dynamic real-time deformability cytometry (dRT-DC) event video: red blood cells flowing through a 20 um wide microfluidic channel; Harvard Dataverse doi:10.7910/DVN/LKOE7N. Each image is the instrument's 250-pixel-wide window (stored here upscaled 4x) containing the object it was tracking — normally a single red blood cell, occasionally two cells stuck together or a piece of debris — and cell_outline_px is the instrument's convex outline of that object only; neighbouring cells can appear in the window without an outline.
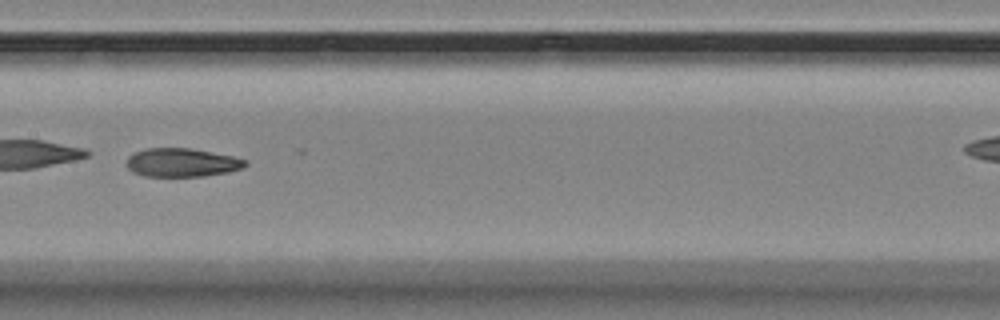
{"species": "Egyptian fruit bat (a non-hibernating species)", "species_latin": "Rousettus aegyptiacus", "temperature_condition": "room temperature", "stored_images_in_passage": 10, "camera_frame_rate_fps": 3000, "um_per_image_px": 0.085, "animal": {"sex": "female"}, "frame": {"image": 1, "passage_image": 4, "time_ms": 3.667, "image_size_px": [1000, 320], "cell_outline_px": [[248, 164], [244, 168], [228, 172], [204, 176], [144, 176], [132, 172], [128, 168], [128, 156], [144, 148], [192, 148], [232, 156], [248, 160]], "centroid_in_image_um": [15.49, 13.81], "position_along_channel_um": 191.9, "area_um2": 19.83}}
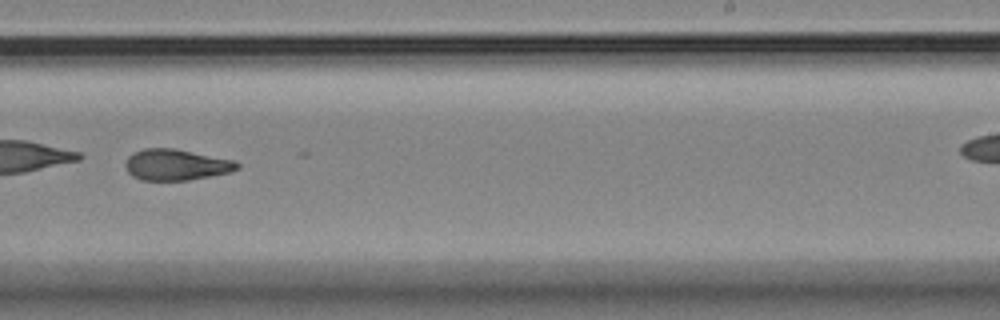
{"frame": {"image": 2, "passage_image": 6, "time_ms": 6.0, "image_size_px": [1000, 320], "cell_outline_px": [[240, 168], [232, 172], [188, 180], [140, 180], [132, 176], [128, 172], [124, 164], [128, 156], [132, 152], [144, 148], [176, 148], [236, 160], [240, 164]], "centroid_in_image_um": [14.99, 13.99], "position_along_channel_um": 274.0, "area_um2": 20.63}, "authors_computed_cell_mechanics": {"area_um2": 20.6057, "velocity_mm_per_s": 3.5445, "shape_relaxation_time_tau1_ms": 10.6109, "shape_relaxation_time_tau2_ms": 3.1002, "deformation_change_tau1": 0.22, "deformation_change_tau2": 0.0929}}